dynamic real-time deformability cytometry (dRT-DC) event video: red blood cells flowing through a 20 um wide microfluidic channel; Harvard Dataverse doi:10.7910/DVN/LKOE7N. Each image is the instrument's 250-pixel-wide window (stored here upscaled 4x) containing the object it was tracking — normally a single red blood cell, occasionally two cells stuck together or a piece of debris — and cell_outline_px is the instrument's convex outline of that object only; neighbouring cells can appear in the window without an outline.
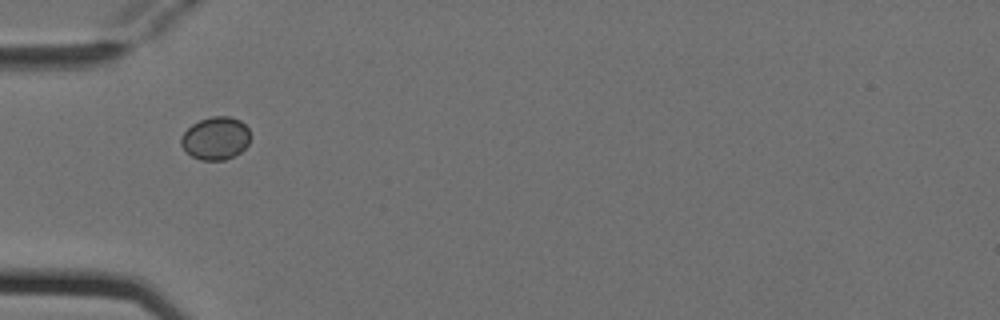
{"species": "Egyptian fruit bat (a non-hibernating species)", "species_latin": "Rousettus aegyptiacus", "temperature_condition": "cold", "stored_images_in_passage": 3, "camera_frame_rate_fps": 3000, "um_per_image_px": 0.085, "animal": {"sex": "female"}, "frame": {"image": 1, "passage_image": 1, "time_ms": 0.0, "image_size_px": [1000, 320], "cell_outline_px": [[252, 136], [248, 144], [240, 152], [224, 160], [200, 160], [184, 152], [180, 144], [180, 136], [192, 124], [200, 120], [212, 116], [228, 116], [240, 120], [248, 128]], "centroid_in_image_um": [18.31, 11.75], "position_along_channel_um": 66.7, "area_um2": 17.51}}
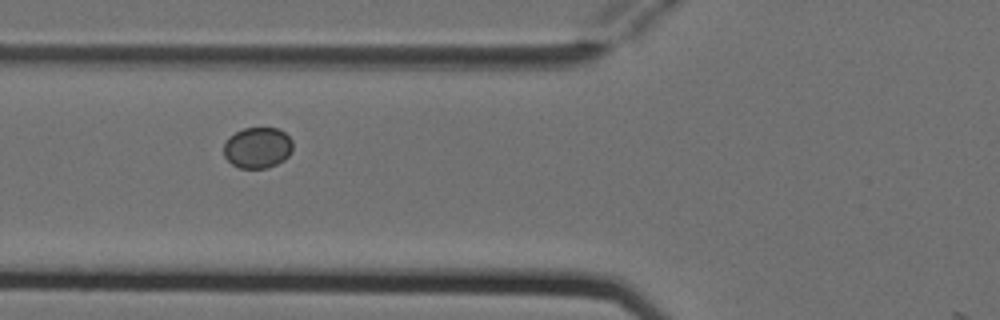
{"frame": {"image": 2, "passage_image": 2, "time_ms": 0.333, "image_size_px": [1000, 320], "cell_outline_px": [[292, 152], [284, 160], [268, 168], [240, 168], [232, 164], [224, 156], [224, 144], [228, 136], [244, 128], [276, 128], [284, 132], [292, 140]], "centroid_in_image_um": [21.89, 12.56], "position_along_channel_um": 103.9, "area_um2": 16.53}}
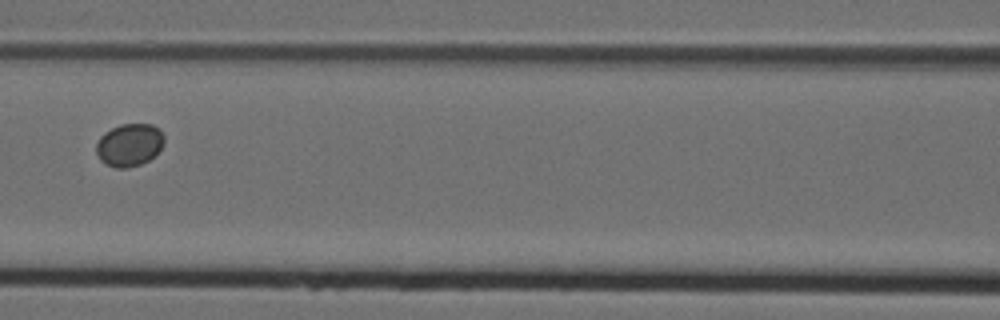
{"frame": {"image": 3, "passage_image": 3, "time_ms": 0.667, "image_size_px": [1000, 320], "cell_outline_px": [[164, 144], [148, 160], [140, 164], [124, 168], [116, 168], [100, 160], [96, 152], [96, 144], [100, 136], [104, 132], [120, 124], [152, 124], [160, 128], [164, 136]], "centroid_in_image_um": [10.99, 12.29], "position_along_channel_um": 155.6, "area_um2": 16.82}}